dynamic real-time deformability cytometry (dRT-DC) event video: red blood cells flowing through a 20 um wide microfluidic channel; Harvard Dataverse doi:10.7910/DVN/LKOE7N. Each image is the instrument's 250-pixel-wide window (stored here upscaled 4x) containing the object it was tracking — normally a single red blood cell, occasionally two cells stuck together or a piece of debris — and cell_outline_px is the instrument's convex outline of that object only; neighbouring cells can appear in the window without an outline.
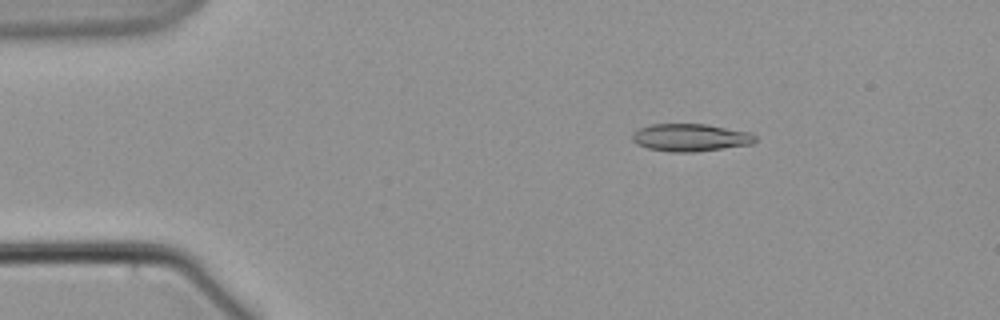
{"species": "common noctule bat (a hibernating species)", "species_latin": "Nyctalus noctula", "temperature_condition": "warm", "stored_images_in_passage": 10, "camera_frame_rate_fps": 3000, "um_per_image_px": 0.085, "animal": {"sex": "male", "body_mass_g": 21.5, "forearm_length_mm": 52.0}, "frame": {"image": 1, "passage_image": 2, "time_ms": 1.0, "image_size_px": [1000, 320], "cell_outline_px": [[756, 140], [752, 144], [696, 152], [672, 152], [648, 148], [636, 144], [632, 140], [632, 132], [640, 128], [652, 124], [708, 124], [752, 132], [756, 136]], "centroid_in_image_um": [58.71, 11.68], "position_along_channel_um": 26.3, "area_um2": 19.94}}
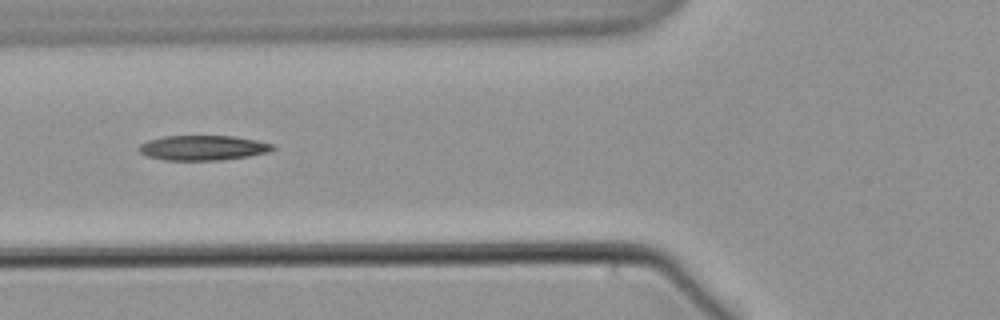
{"frame": {"image": 2, "passage_image": 6, "time_ms": 5.667, "image_size_px": [1000, 320], "cell_outline_px": [[276, 148], [268, 152], [248, 156], [220, 160], [164, 160], [148, 156], [140, 152], [136, 148], [140, 144], [148, 140], [164, 136], [232, 136], [256, 140], [272, 144]], "centroid_in_image_um": [17.22, 12.56], "position_along_channel_um": 108.6, "area_um2": 19.36}}
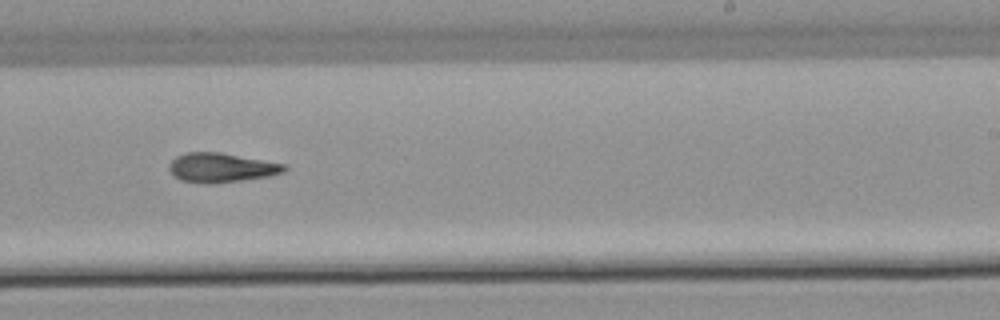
{"frame": {"image": 3, "passage_image": 10, "time_ms": 10.667, "image_size_px": [1000, 320], "cell_outline_px": [[288, 168], [284, 172], [268, 176], [212, 184], [204, 184], [180, 180], [168, 168], [168, 164], [176, 156], [184, 152], [220, 152], [288, 164]], "centroid_in_image_um": [18.82, 14.24], "position_along_channel_um": 270.2, "area_um2": 19.83}}